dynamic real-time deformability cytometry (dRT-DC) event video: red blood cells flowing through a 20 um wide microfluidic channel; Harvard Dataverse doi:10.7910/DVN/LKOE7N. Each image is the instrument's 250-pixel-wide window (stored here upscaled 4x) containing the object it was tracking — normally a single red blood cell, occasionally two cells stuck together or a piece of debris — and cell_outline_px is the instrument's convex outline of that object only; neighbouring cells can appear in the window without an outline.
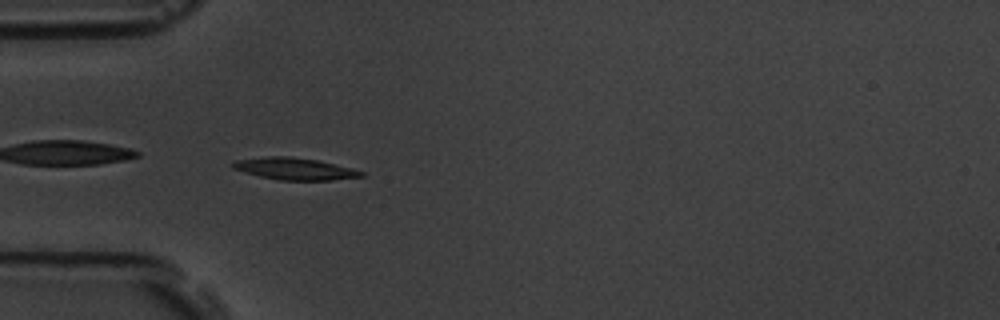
{"species": "common noctule bat (a hibernating species)", "species_latin": "Nyctalus noctula", "temperature_condition": "room temperature", "stored_images_in_passage": 6, "camera_frame_rate_fps": 3000, "um_per_image_px": 0.085, "animal": {"sex": "male", "body_mass_g": 19.5, "forearm_length_mm": 54.6}, "frame": {"image": 1, "passage_image": 4, "time_ms": 4.333, "image_size_px": [1000, 320], "cell_outline_px": [[364, 176], [332, 180], [280, 180], [260, 176], [232, 168], [232, 160], [264, 156], [292, 156], [320, 160], [352, 168], [364, 172]], "centroid_in_image_um": [25.04, 14.33], "position_along_channel_um": 60.0, "area_um2": 16.59}}
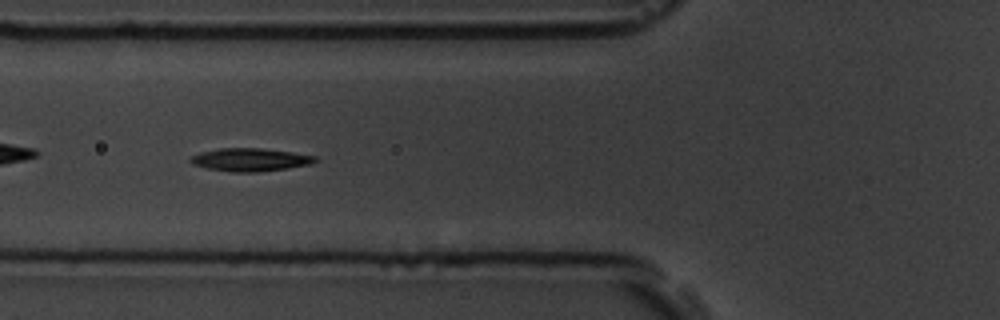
{"frame": {"image": 2, "passage_image": 5, "time_ms": 5.667, "image_size_px": [1000, 320], "cell_outline_px": [[316, 160], [312, 164], [288, 168], [256, 172], [232, 172], [208, 168], [192, 164], [188, 160], [192, 156], [200, 152], [220, 148], [260, 148], [292, 152], [316, 156]], "centroid_in_image_um": [21.26, 13.57], "position_along_channel_um": 104.5, "area_um2": 16.65}}
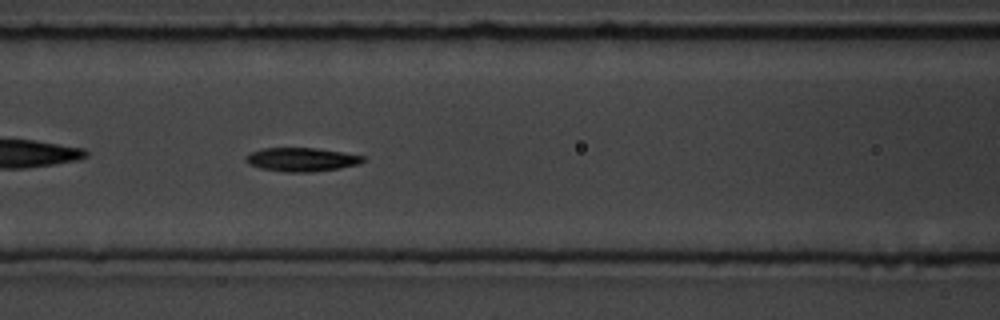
{"frame": {"image": 3, "passage_image": 6, "time_ms": 6.667, "image_size_px": [1000, 320], "cell_outline_px": [[364, 160], [360, 164], [340, 168], [312, 172], [284, 172], [260, 168], [248, 164], [244, 160], [244, 156], [252, 152], [264, 148], [316, 148], [364, 156]], "centroid_in_image_um": [25.6, 13.57], "position_along_channel_um": 141.0, "area_um2": 16.18}}